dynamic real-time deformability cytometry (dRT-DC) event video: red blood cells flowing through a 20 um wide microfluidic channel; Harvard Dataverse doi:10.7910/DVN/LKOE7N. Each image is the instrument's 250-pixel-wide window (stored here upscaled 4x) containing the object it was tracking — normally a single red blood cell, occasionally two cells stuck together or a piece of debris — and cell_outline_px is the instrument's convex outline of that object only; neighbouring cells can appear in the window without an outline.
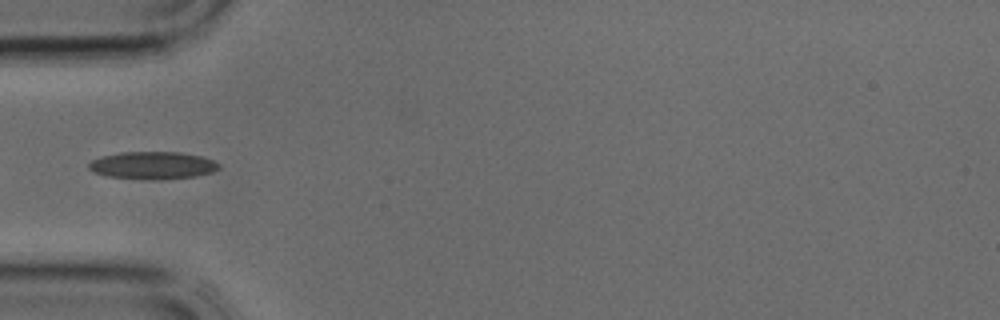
{"species": "common noctule bat (a hibernating species)", "species_latin": "Nyctalus noctula", "temperature_condition": "cold", "stored_images_in_passage": 28, "camera_frame_rate_fps": 3000, "um_per_image_px": 0.085, "animal": {"sex": "male", "body_mass_g": 17.9, "forearm_length_mm": 54.2}, "frame": {"image": 1, "passage_image": 1, "time_ms": 0.0, "image_size_px": [1000, 320], "cell_outline_px": [[220, 168], [212, 172], [196, 176], [160, 180], [152, 180], [104, 176], [92, 172], [88, 168], [88, 164], [92, 160], [100, 156], [120, 152], [180, 152], [200, 156], [212, 160], [220, 164]], "centroid_in_image_um": [12.94, 14.06], "position_along_channel_um": 72.1, "area_um2": 21.1}}
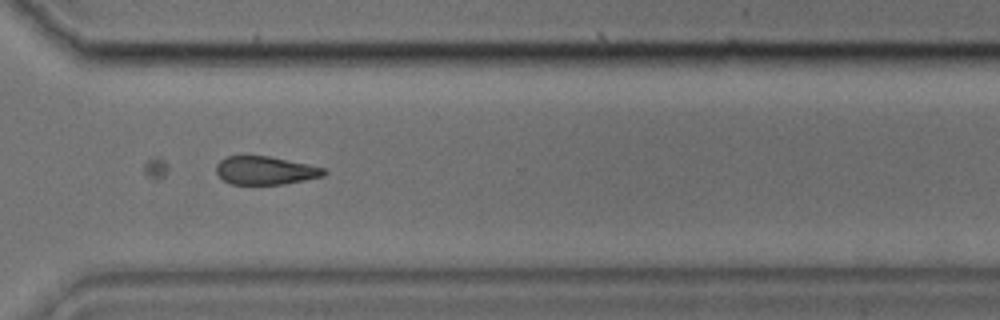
{"frame": {"image": 2, "passage_image": 17, "time_ms": 5.333, "image_size_px": [1000, 320], "cell_outline_px": [[328, 172], [324, 176], [284, 184], [232, 184], [224, 180], [216, 172], [216, 164], [220, 160], [228, 156], [268, 156], [308, 164], [324, 168]], "centroid_in_image_um": [22.56, 14.49], "position_along_channel_um": 348.0, "area_um2": 17.63}}
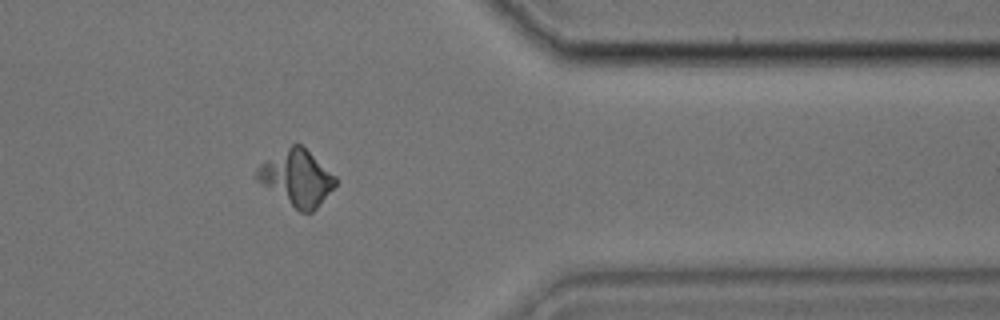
{"frame": {"image": 3, "passage_image": 20, "time_ms": 6.333, "image_size_px": [1000, 320], "cell_outline_px": [[336, 184], [316, 208], [312, 212], [300, 212], [256, 180], [256, 168], [260, 164], [292, 144], [300, 144], [336, 176]], "centroid_in_image_um": [25.22, 15.12], "position_along_channel_um": 386.2, "area_um2": 24.74}}